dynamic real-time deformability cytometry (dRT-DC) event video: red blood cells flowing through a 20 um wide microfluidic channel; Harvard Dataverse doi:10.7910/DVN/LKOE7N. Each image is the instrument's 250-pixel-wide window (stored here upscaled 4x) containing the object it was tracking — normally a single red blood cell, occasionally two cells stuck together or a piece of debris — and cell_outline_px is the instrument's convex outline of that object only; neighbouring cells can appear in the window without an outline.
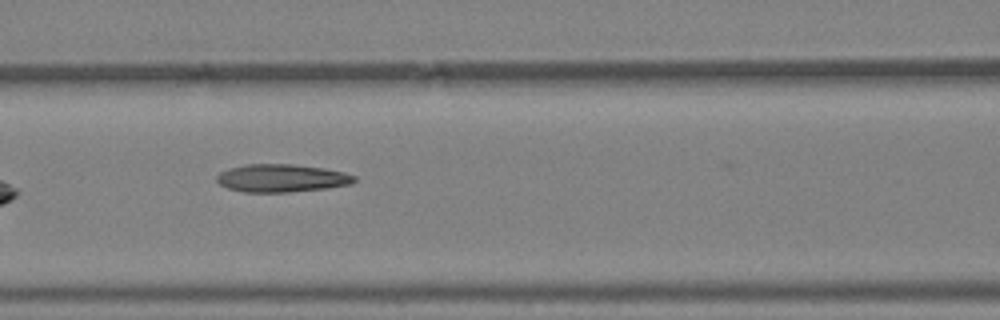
{"species": "Egyptian fruit bat (a non-hibernating species)", "species_latin": "Rousettus aegyptiacus", "temperature_condition": "warm", "stored_images_in_passage": 6, "camera_frame_rate_fps": 3000, "um_per_image_px": 0.085, "animal": {"sex": "female"}, "frame": {"image": 1, "passage_image": 5, "time_ms": 1.333, "image_size_px": [1000, 320], "cell_outline_px": [[356, 180], [352, 184], [328, 188], [288, 192], [244, 192], [228, 188], [220, 184], [216, 180], [216, 176], [220, 172], [228, 168], [244, 164], [296, 164], [324, 168], [344, 172], [356, 176]], "centroid_in_image_um": [23.95, 15.13], "position_along_channel_um": 142.7, "area_um2": 22.54}}
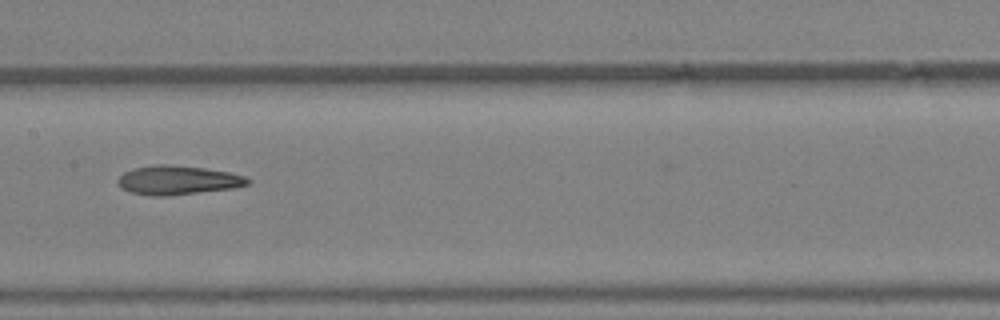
{"frame": {"image": 2, "passage_image": 6, "time_ms": 1.667, "image_size_px": [1000, 320], "cell_outline_px": [[252, 180], [248, 184], [232, 188], [164, 196], [152, 196], [132, 192], [120, 188], [116, 180], [124, 172], [132, 168], [152, 164], [172, 164], [204, 168], [228, 172], [244, 176]], "centroid_in_image_um": [15.06, 15.3], "position_along_channel_um": 192.3, "area_um2": 21.96}}